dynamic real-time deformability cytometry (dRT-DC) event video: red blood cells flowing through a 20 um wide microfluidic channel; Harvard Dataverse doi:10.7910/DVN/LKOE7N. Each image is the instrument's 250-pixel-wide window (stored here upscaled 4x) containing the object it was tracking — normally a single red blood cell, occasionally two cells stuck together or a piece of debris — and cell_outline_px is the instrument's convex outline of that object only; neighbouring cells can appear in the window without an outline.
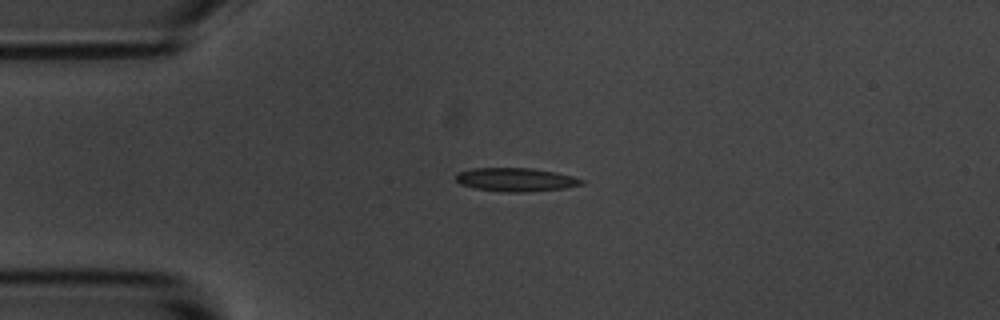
{"species": "common noctule bat (a hibernating species)", "species_latin": "Nyctalus noctula", "temperature_condition": "room temperature", "stored_images_in_passage": 9, "camera_frame_rate_fps": 3000, "um_per_image_px": 0.085, "animal": {"sex": "male", "body_mass_g": 20.1, "forearm_length_mm": 53.5}, "frame": {"image": 1, "passage_image": 2, "time_ms": 1.0, "image_size_px": [1000, 320], "cell_outline_px": [[584, 184], [564, 188], [528, 192], [504, 192], [476, 188], [460, 184], [456, 180], [456, 172], [472, 168], [528, 168], [556, 172], [572, 176], [584, 180]], "centroid_in_image_um": [43.83, 15.27], "position_along_channel_um": 41.2, "area_um2": 17.22}}
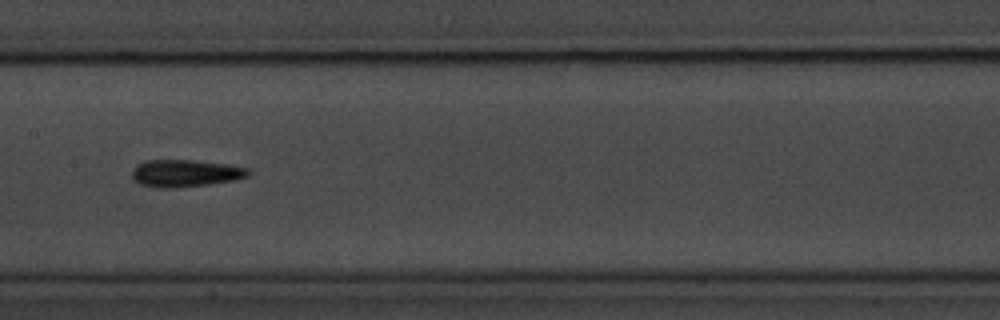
{"frame": {"image": 2, "passage_image": 6, "time_ms": 5.667, "image_size_px": [1000, 320], "cell_outline_px": [[252, 172], [248, 176], [232, 180], [208, 184], [168, 188], [160, 188], [140, 184], [132, 180], [132, 168], [136, 164], [148, 160], [192, 160], [228, 164], [248, 168]], "centroid_in_image_um": [15.72, 14.71], "position_along_channel_um": 191.7, "area_um2": 18.44}}